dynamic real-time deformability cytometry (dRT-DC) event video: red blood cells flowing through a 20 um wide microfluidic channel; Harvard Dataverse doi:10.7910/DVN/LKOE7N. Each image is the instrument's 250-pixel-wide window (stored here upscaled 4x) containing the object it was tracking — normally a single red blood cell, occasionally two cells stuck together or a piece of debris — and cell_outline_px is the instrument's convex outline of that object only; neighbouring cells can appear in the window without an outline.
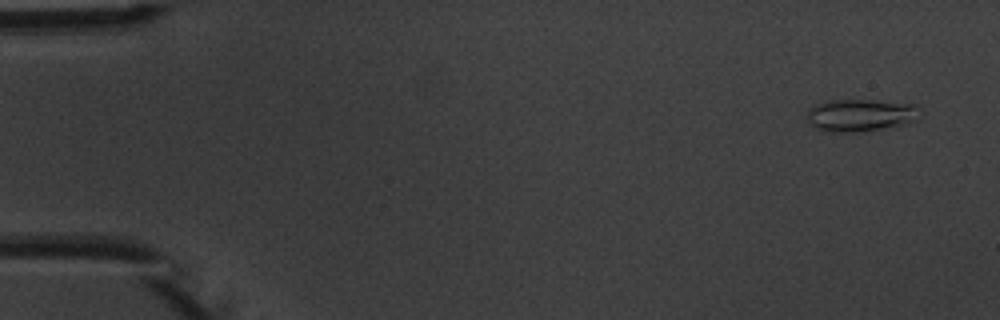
{"species": "common noctule bat (a hibernating species)", "species_latin": "Nyctalus noctula", "temperature_condition": "warm", "stored_images_in_passage": 5, "camera_frame_rate_fps": 3000, "um_per_image_px": 0.085, "animal": {"sex": "male", "body_mass_g": 20.1, "forearm_length_mm": 53.5}, "frame": {"image": 1, "passage_image": 1, "time_ms": 0.0, "image_size_px": [1000, 320], "cell_outline_px": [[924, 112], [916, 120], [904, 124], [860, 132], [824, 132], [808, 124], [804, 112], [808, 108], [816, 104], [832, 100], [868, 100], [916, 104]], "centroid_in_image_um": [73.11, 9.79], "position_along_channel_um": 11.9, "area_um2": 21.79}}
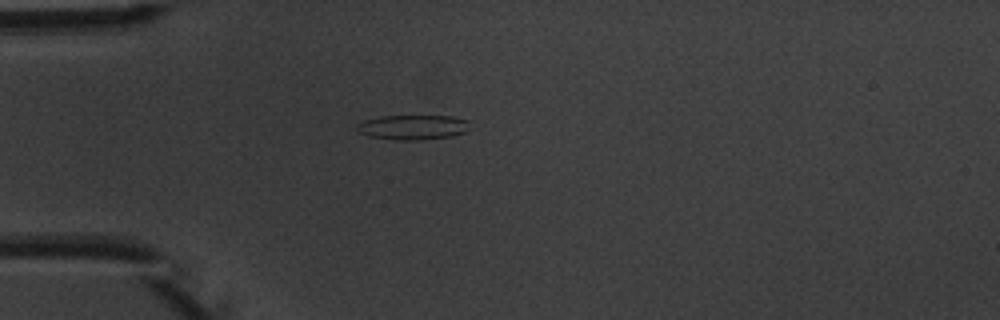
{"frame": {"image": 2, "passage_image": 4, "time_ms": 4.0, "image_size_px": [1000, 320], "cell_outline_px": [[468, 120], [464, 132], [452, 136], [424, 140], [396, 140], [368, 136], [356, 132], [356, 124], [364, 120], [380, 116], [452, 116]], "centroid_in_image_um": [35.01, 10.82], "position_along_channel_um": 50.0, "area_um2": 16.36}}